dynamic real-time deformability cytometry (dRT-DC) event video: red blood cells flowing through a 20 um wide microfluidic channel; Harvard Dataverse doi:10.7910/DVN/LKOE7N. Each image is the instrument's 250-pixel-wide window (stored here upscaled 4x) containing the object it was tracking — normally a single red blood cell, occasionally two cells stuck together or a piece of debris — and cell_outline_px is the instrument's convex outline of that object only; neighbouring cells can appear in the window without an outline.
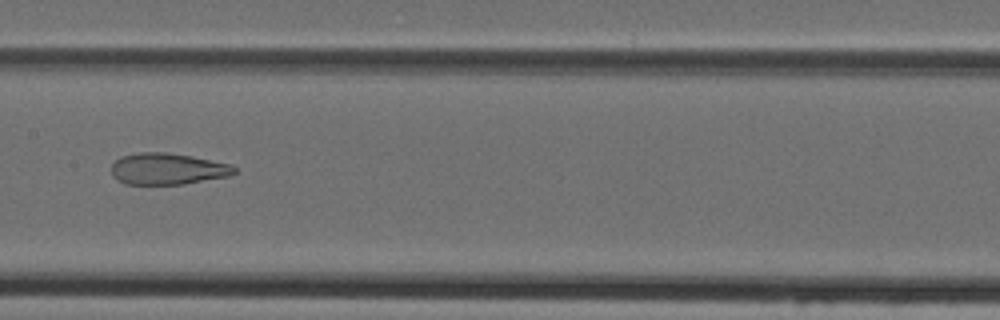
{"species": "Egyptian fruit bat (a non-hibernating species)", "species_latin": "Rousettus aegyptiacus", "temperature_condition": "cold", "stored_images_in_passage": 6, "camera_frame_rate_fps": 3000, "um_per_image_px": 0.085, "animal": {"sex": "female"}, "frame": {"image": 1, "passage_image": 6, "time_ms": 7.0, "image_size_px": [1000, 320], "cell_outline_px": [[236, 172], [228, 176], [184, 184], [124, 184], [112, 176], [112, 164], [120, 156], [140, 152], [164, 152], [192, 156], [232, 164], [236, 168]], "centroid_in_image_um": [14.24, 14.35], "position_along_channel_um": 193.2, "area_um2": 22.6}}